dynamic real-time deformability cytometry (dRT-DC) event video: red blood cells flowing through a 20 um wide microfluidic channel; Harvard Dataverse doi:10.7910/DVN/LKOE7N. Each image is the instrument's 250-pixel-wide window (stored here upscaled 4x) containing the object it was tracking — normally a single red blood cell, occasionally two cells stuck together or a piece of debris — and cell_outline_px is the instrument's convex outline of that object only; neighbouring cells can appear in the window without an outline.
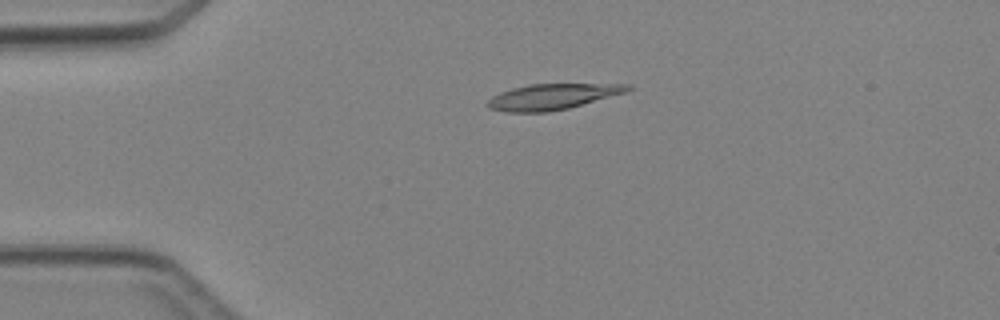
{"species": "Egyptian fruit bat (a non-hibernating species)", "species_latin": "Rousettus aegyptiacus", "temperature_condition": "cold", "stored_images_in_passage": 5, "camera_frame_rate_fps": 3000, "um_per_image_px": 0.085, "animal": {"sex": "female"}, "frame": {"image": 1, "passage_image": 3, "time_ms": 3.333, "image_size_px": [1000, 320], "cell_outline_px": [[636, 88], [628, 92], [568, 108], [548, 112], [504, 112], [488, 108], [484, 104], [492, 96], [500, 92], [512, 88], [528, 84], [632, 84]], "centroid_in_image_um": [46.97, 8.21], "position_along_channel_um": 38.0, "area_um2": 21.27}}
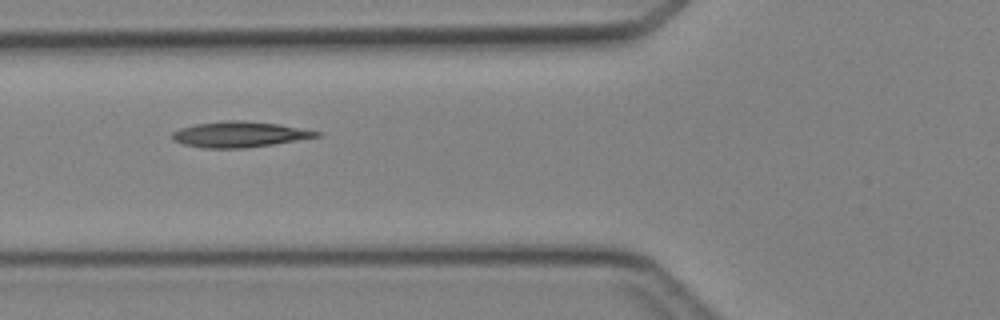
{"frame": {"image": 2, "passage_image": 5, "time_ms": 5.667, "image_size_px": [1000, 320], "cell_outline_px": [[320, 136], [272, 144], [244, 148], [208, 148], [184, 144], [172, 140], [172, 132], [180, 128], [196, 124], [224, 120], [244, 120], [280, 124], [320, 132]], "centroid_in_image_um": [20.32, 11.41], "position_along_channel_um": 105.5, "area_um2": 21.39}}